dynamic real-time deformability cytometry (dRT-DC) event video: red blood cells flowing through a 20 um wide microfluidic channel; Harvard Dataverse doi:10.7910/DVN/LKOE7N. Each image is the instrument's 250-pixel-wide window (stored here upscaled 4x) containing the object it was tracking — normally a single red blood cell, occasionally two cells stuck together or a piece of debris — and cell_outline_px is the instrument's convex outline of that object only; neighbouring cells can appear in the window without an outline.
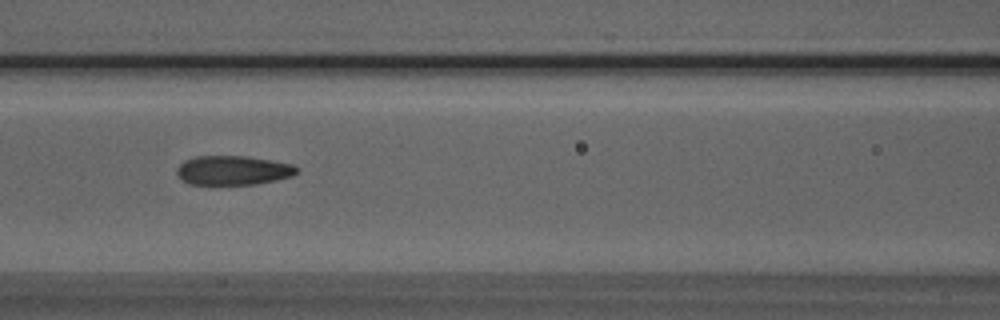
{"species": "Egyptian fruit bat (a non-hibernating species)", "species_latin": "Rousettus aegyptiacus", "temperature_condition": "room temperature", "stored_images_in_passage": 6, "segment_of_instrument_passage": [1, 2], "camera_frame_rate_fps": 3000, "um_per_image_px": 0.085, "animal": {"sex": "male"}, "frame": {"image": 1, "passage_image": 3, "time_ms": 2.0, "image_size_px": [1000, 320], "cell_outline_px": [[300, 172], [292, 176], [276, 180], [256, 184], [188, 184], [180, 180], [176, 176], [176, 168], [184, 160], [196, 156], [244, 156], [292, 164], [300, 168]], "centroid_in_image_um": [19.78, 14.48], "position_along_channel_um": 146.8, "area_um2": 20.63}}
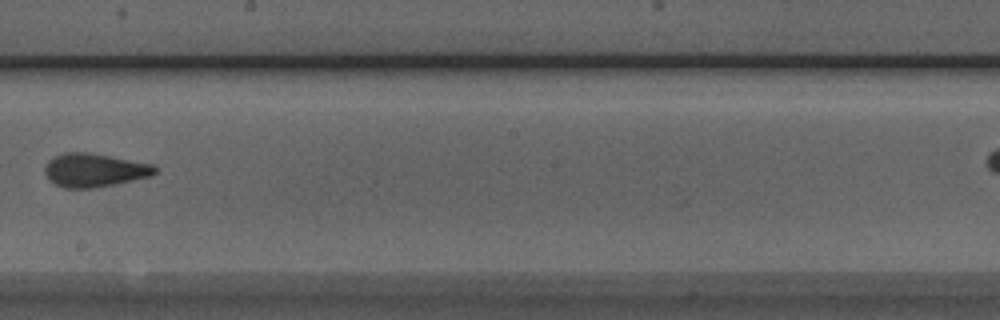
{"frame": {"image": 2, "passage_image": 5, "time_ms": 4.333, "image_size_px": [1000, 320], "cell_outline_px": [[156, 172], [152, 176], [116, 184], [92, 188], [64, 188], [48, 180], [44, 172], [44, 168], [48, 160], [64, 152], [88, 152], [152, 164], [156, 168]], "centroid_in_image_um": [7.99, 14.47], "position_along_channel_um": 240.2, "area_um2": 21.5}}